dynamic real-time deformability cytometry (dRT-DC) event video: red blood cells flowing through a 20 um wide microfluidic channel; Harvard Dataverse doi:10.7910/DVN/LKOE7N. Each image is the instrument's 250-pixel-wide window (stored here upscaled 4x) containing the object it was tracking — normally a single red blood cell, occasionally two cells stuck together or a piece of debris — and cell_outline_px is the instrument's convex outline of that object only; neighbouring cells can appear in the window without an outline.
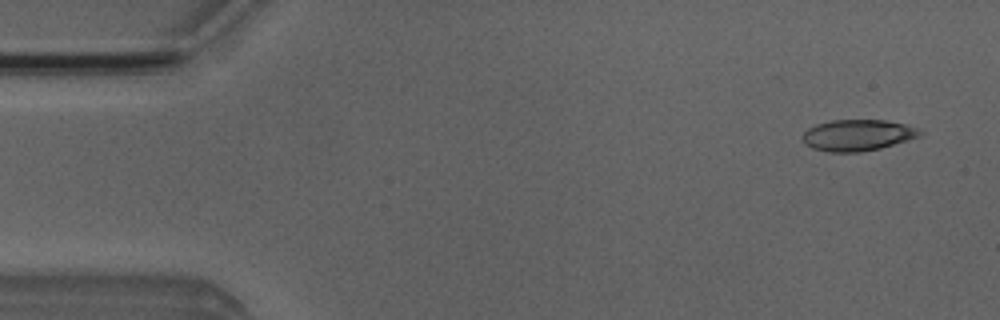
{"species": "Egyptian fruit bat (a non-hibernating species)", "species_latin": "Rousettus aegyptiacus", "temperature_condition": "room temperature", "stored_images_in_passage": 4, "camera_frame_rate_fps": 3000, "um_per_image_px": 0.085, "animal": {"sex": "male"}, "frame": {"image": 1, "passage_image": 1, "time_ms": 0.0, "image_size_px": [1000, 320], "cell_outline_px": [[924, 132], [920, 136], [908, 140], [880, 148], [860, 152], [828, 152], [812, 148], [804, 144], [804, 132], [808, 128], [816, 124], [832, 120], [884, 120], [904, 124], [916, 128]], "centroid_in_image_um": [72.89, 11.49], "position_along_channel_um": 12.1, "area_um2": 21.27}}